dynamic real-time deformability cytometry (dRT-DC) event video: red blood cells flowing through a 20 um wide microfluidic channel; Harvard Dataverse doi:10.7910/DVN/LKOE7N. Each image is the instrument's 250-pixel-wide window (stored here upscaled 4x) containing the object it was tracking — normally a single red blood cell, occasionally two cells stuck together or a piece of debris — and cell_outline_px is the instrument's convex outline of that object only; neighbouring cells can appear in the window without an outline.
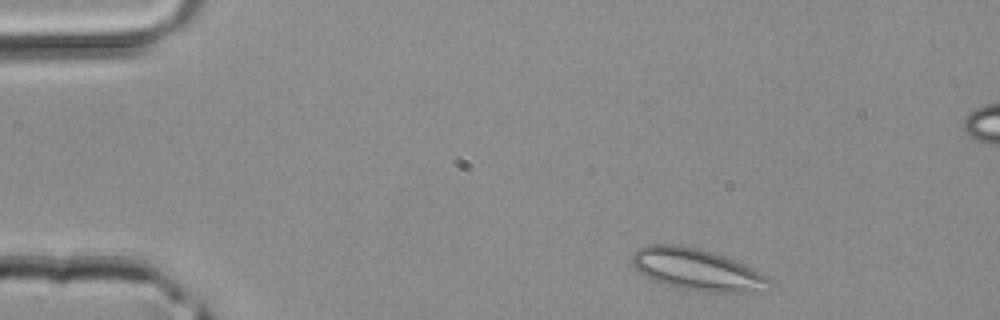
{"species": "common noctule bat (a hibernating species)", "species_latin": "Nyctalus noctula", "temperature_condition": "room temperature", "stored_images_in_passage": 41, "segment_of_instrument_passage": [1, 2], "camera_frame_rate_fps": 3000, "um_per_image_px": 0.085, "animal": {"sex": "male", "body_mass_g": 20.4}, "frame": {"image": 1, "passage_image": 2, "time_ms": 0.333, "image_size_px": [1000, 320], "cell_outline_px": [[772, 284], [760, 292], [700, 292], [676, 288], [652, 280], [640, 272], [632, 264], [632, 256], [640, 248], [648, 244], [676, 244], [700, 248], [724, 256], [744, 264], [768, 276], [772, 280]], "centroid_in_image_um": [59.27, 22.93], "position_along_channel_um": 25.7, "area_um2": 33.58}}
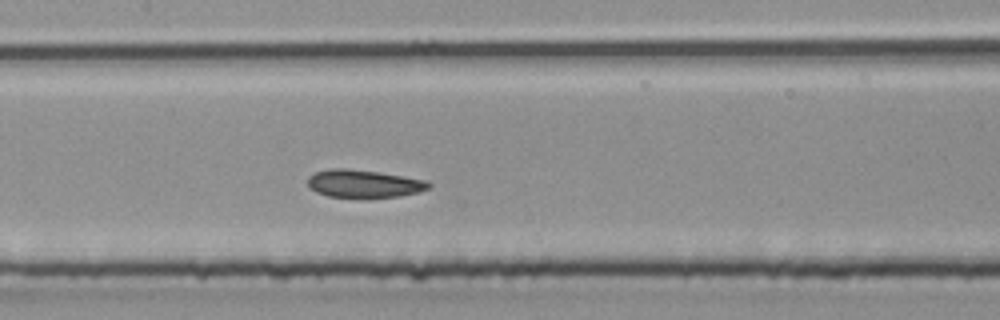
{"frame": {"image": 2, "passage_image": 17, "time_ms": 5.333, "image_size_px": [1000, 320], "cell_outline_px": [[432, 188], [420, 192], [400, 196], [360, 200], [328, 196], [316, 192], [308, 188], [308, 176], [316, 172], [332, 168], [348, 168], [376, 172], [428, 180], [432, 184]], "centroid_in_image_um": [30.94, 15.65], "position_along_channel_um": 176.5, "area_um2": 20.4}}
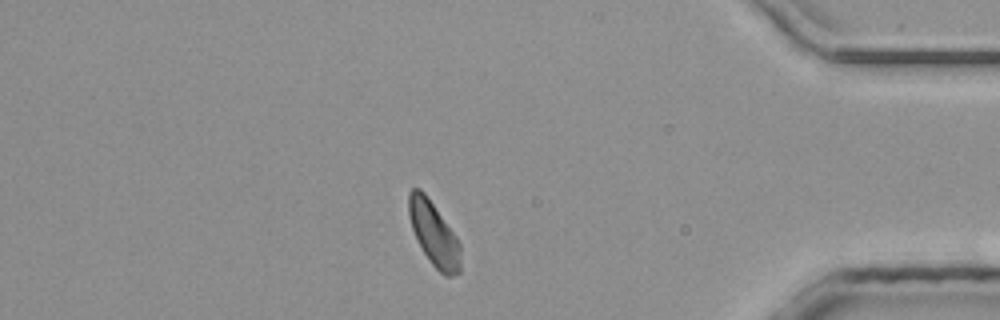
{"frame": {"image": 3, "passage_image": 34, "time_ms": 11.0, "image_size_px": [1000, 320], "cell_outline_px": [[460, 272], [452, 276], [444, 276], [432, 264], [424, 252], [412, 228], [408, 216], [408, 192], [412, 188], [420, 188], [424, 192], [456, 236], [460, 244]], "centroid_in_image_um": [36.87, 19.86], "position_along_channel_um": 398.3, "area_um2": 19.07}}